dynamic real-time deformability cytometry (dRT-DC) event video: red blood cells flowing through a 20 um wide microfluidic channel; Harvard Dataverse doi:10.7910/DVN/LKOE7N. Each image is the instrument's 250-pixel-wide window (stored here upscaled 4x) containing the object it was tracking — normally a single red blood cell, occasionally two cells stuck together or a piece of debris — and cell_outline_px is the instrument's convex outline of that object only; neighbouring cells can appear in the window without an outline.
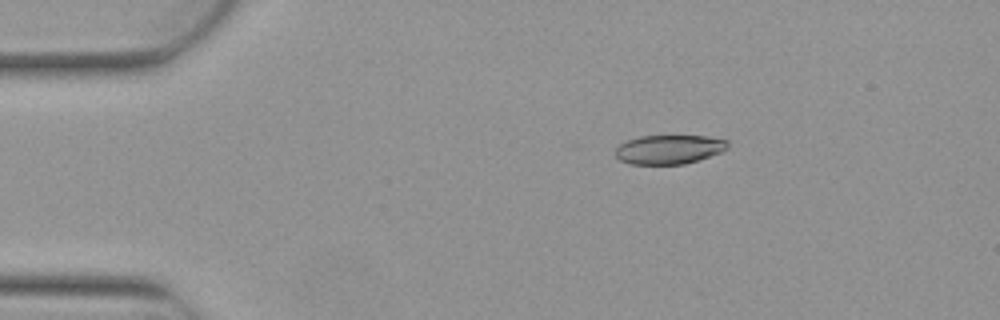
{"species": "Egyptian fruit bat (a non-hibernating species)", "species_latin": "Rousettus aegyptiacus", "temperature_condition": "warm", "stored_images_in_passage": 6, "camera_frame_rate_fps": 3000, "um_per_image_px": 0.085, "animal": {"sex": "female"}, "frame": {"image": 1, "passage_image": 3, "time_ms": 0.667, "image_size_px": [1000, 320], "cell_outline_px": [[728, 148], [724, 152], [684, 164], [628, 164], [620, 160], [616, 156], [616, 148], [620, 144], [628, 140], [640, 136], [708, 136], [728, 140]], "centroid_in_image_um": [56.9, 12.7], "position_along_channel_um": 28.1, "area_um2": 19.13}}
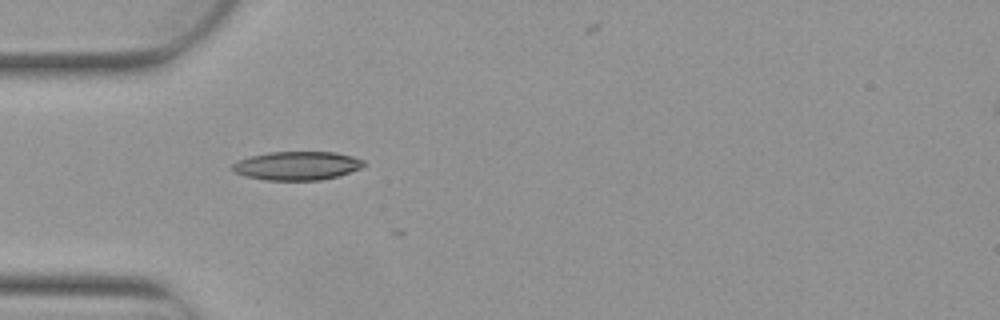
{"frame": {"image": 2, "passage_image": 5, "time_ms": 1.333, "image_size_px": [1000, 320], "cell_outline_px": [[364, 164], [360, 168], [336, 176], [320, 180], [268, 180], [244, 176], [232, 172], [228, 168], [236, 160], [248, 156], [268, 152], [336, 152], [352, 156], [364, 160]], "centroid_in_image_um": [25.14, 14.08], "position_along_channel_um": 59.9, "area_um2": 22.08}}
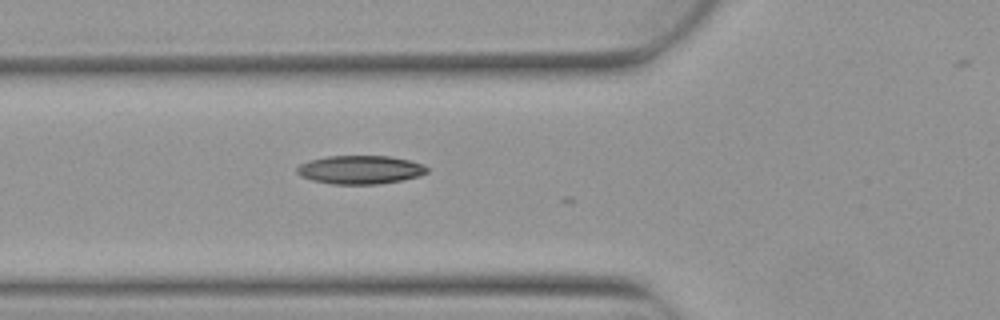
{"frame": {"image": 3, "passage_image": 6, "time_ms": 1.667, "image_size_px": [1000, 320], "cell_outline_px": [[428, 172], [420, 176], [400, 180], [376, 184], [332, 184], [312, 180], [300, 176], [296, 172], [296, 168], [300, 164], [308, 160], [328, 156], [392, 156], [424, 164], [428, 168]], "centroid_in_image_um": [30.61, 14.42], "position_along_channel_um": 95.2, "area_um2": 21.68}}